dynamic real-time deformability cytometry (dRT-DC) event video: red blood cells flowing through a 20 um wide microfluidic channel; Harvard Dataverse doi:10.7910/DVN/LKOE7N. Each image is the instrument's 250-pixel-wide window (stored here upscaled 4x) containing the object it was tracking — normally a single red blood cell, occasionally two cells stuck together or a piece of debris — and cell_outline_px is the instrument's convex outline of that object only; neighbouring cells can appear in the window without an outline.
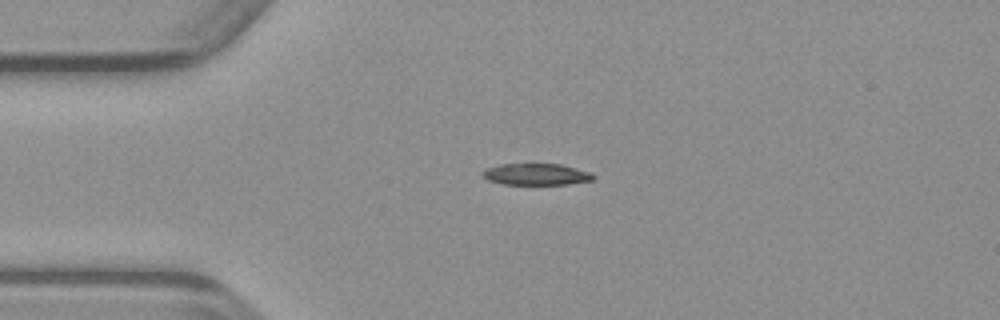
{"species": "common noctule bat (a hibernating species)", "species_latin": "Nyctalus noctula", "temperature_condition": "warm", "stored_images_in_passage": 38, "camera_frame_rate_fps": 3000, "um_per_image_px": 0.085, "animal": {"sex": "male", "body_mass_g": 23.1, "forearm_length_mm": 52.7}, "frame": {"image": 1, "passage_image": 1, "time_ms": 0.0, "image_size_px": [1000, 320], "cell_outline_px": [[596, 176], [592, 180], [568, 184], [504, 184], [488, 180], [480, 176], [480, 172], [488, 168], [500, 164], [560, 164], [592, 172]], "centroid_in_image_um": [45.57, 14.81], "position_along_channel_um": 39.4, "area_um2": 13.93}}
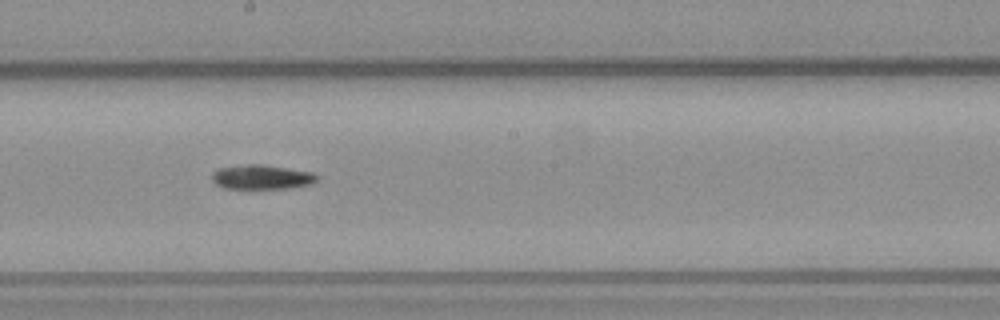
{"frame": {"image": 2, "passage_image": 16, "time_ms": 5.0, "image_size_px": [1000, 320], "cell_outline_px": [[320, 180], [312, 184], [292, 188], [224, 188], [216, 184], [212, 180], [212, 172], [220, 168], [248, 164], [264, 164], [312, 172]], "centroid_in_image_um": [22.28, 15.05], "position_along_channel_um": 225.9, "area_um2": 14.97}}
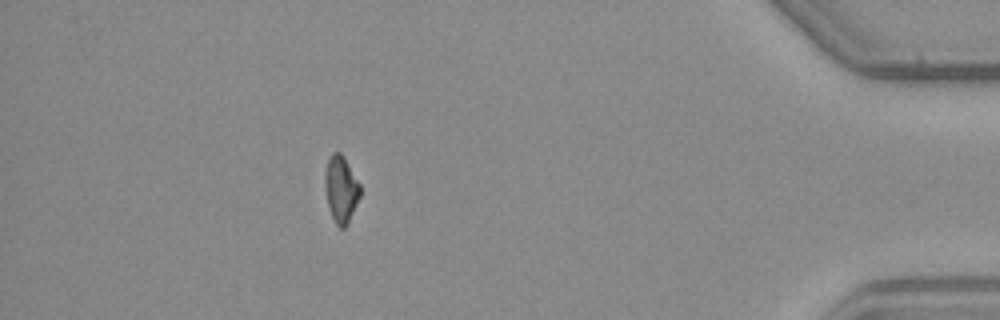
{"frame": {"image": 3, "passage_image": 33, "time_ms": 10.667, "image_size_px": [1000, 320], "cell_outline_px": [[360, 196], [348, 224], [344, 228], [340, 228], [336, 224], [332, 216], [328, 204], [324, 188], [324, 172], [328, 160], [332, 152], [340, 152], [344, 156], [360, 184]], "centroid_in_image_um": [28.98, 16.06], "position_along_channel_um": 406.2, "area_um2": 13.76}}